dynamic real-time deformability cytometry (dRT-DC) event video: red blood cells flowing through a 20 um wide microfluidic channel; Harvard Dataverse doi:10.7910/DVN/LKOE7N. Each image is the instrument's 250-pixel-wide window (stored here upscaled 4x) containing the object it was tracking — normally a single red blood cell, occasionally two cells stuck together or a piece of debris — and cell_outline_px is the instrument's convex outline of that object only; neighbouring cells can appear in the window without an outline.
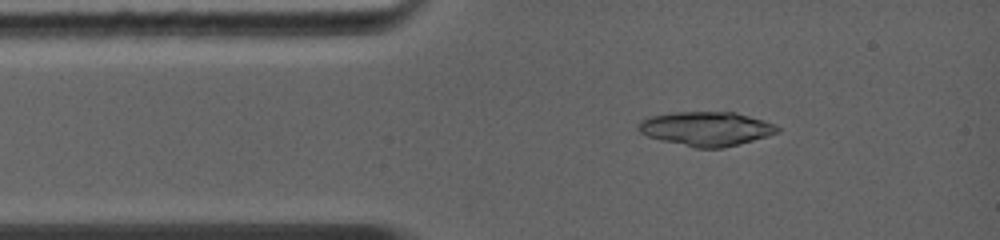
{"species": "common noctule bat (a hibernating species)", "species_latin": "Nyctalus noctula", "temperature_condition": "warm", "stored_images_in_passage": 6, "camera_frame_rate_fps": 5000, "um_per_image_px": 0.085, "animal": {"sex": "female", "body_mass_g": 19.0, "forearm_length_mm": 56.7}, "frame": {"image": 1, "passage_image": 5, "time_ms": 1.2, "image_size_px": [1000, 240], "cell_outline_px": [[780, 132], [768, 136], [720, 148], [696, 148], [648, 136], [640, 132], [636, 128], [636, 124], [640, 120], [648, 116], [672, 112], [736, 112], [764, 120], [776, 124], [780, 128]], "centroid_in_image_um": [60.02, 10.92], "position_along_channel_um": 25.0, "area_um2": 27.69}}